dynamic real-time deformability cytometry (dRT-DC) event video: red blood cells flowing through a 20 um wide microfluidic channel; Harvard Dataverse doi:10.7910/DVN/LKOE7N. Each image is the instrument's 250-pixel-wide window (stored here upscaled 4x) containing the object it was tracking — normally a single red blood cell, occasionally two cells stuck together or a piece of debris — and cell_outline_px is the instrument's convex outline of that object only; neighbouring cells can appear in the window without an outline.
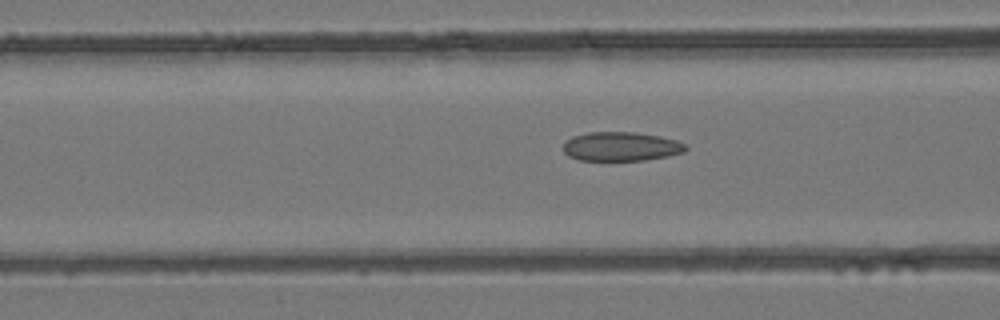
{"species": "common noctule bat (a hibernating species)", "species_latin": "Nyctalus noctula", "temperature_condition": "room temperature", "stored_images_in_passage": 4, "segment_of_instrument_passage": [2, 2], "camera_frame_rate_fps": 3000, "um_per_image_px": 0.085, "animal": {"sex": "female", "body_mass_g": 24.6, "forearm_length_mm": 56.2}, "frame": {"image": 1, "passage_image": 4, "time_ms": 1.0, "image_size_px": [1000, 320], "cell_outline_px": [[688, 148], [684, 152], [668, 156], [644, 160], [580, 160], [568, 156], [564, 152], [564, 140], [572, 136], [588, 132], [636, 132], [660, 136], [676, 140], [688, 144]], "centroid_in_image_um": [52.8, 12.44], "position_along_channel_um": 113.8, "area_um2": 20.92}}